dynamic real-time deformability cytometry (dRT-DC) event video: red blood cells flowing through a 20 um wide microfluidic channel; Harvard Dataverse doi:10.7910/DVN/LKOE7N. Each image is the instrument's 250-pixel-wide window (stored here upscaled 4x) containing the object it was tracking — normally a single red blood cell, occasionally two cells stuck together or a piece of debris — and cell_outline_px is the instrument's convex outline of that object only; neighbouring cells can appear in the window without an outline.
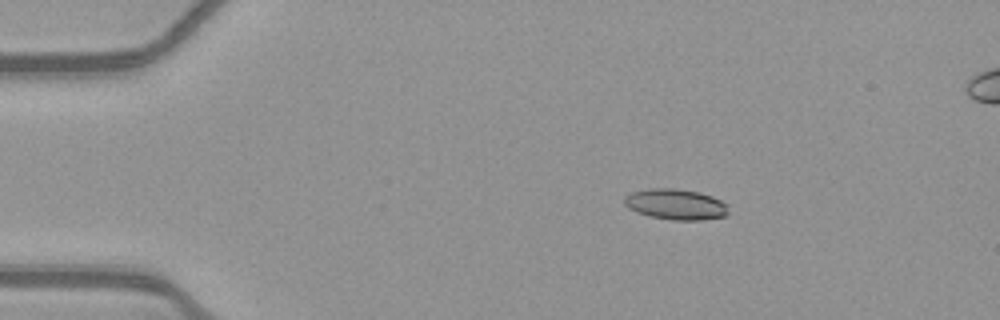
{"species": "common noctule bat (a hibernating species)", "species_latin": "Nyctalus noctula", "temperature_condition": "warm", "stored_images_in_passage": 46, "camera_frame_rate_fps": 3000, "um_per_image_px": 0.085, "animal": {"sex": "female", "body_mass_g": 21.9}, "frame": {"image": 1, "passage_image": 1, "time_ms": 0.0, "image_size_px": [1000, 320], "cell_outline_px": [[728, 216], [704, 220], [672, 220], [648, 216], [636, 212], [628, 208], [624, 204], [624, 196], [632, 192], [648, 188], [676, 188], [700, 192], [712, 196], [728, 204]], "centroid_in_image_um": [57.45, 17.37], "position_along_channel_um": 27.6, "area_um2": 19.02}}
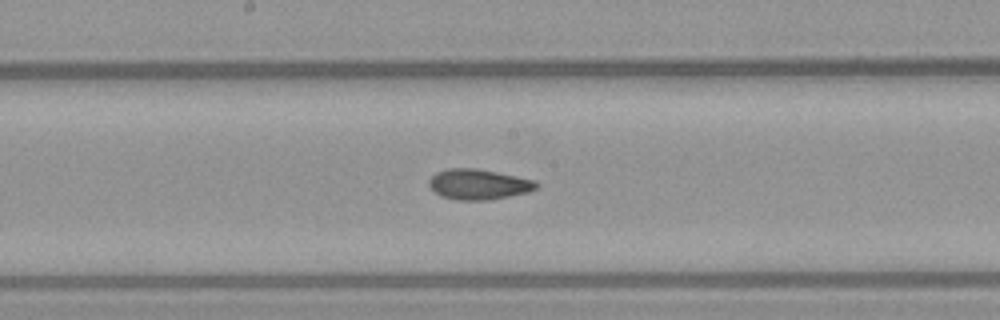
{"frame": {"image": 2, "passage_image": 20, "time_ms": 6.333, "image_size_px": [1000, 320], "cell_outline_px": [[540, 184], [536, 188], [528, 192], [508, 196], [484, 200], [460, 200], [440, 196], [428, 184], [428, 180], [436, 172], [448, 168], [476, 168], [536, 180]], "centroid_in_image_um": [40.67, 15.65], "position_along_channel_um": 207.5, "area_um2": 18.9}}
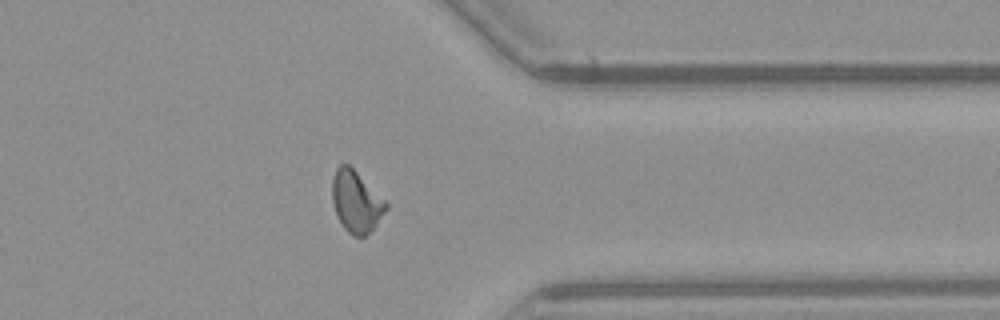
{"frame": {"image": 3, "passage_image": 34, "time_ms": 11.0, "image_size_px": [1000, 320], "cell_outline_px": [[388, 208], [376, 224], [364, 236], [352, 236], [344, 228], [336, 216], [332, 200], [332, 180], [336, 168], [340, 164], [348, 164], [388, 204]], "centroid_in_image_um": [30.24, 17.15], "position_along_channel_um": 381.2, "area_um2": 18.9}, "authors_computed_cell_mechanics": {"area_um2": 18.7561, "velocity_mm_per_s": 3.9036, "shape_relaxation_time_tau1_ms": 9.2545, "shape_relaxation_time_tau2_ms": 1.4804, "deformation_change_tau1": 0.24, "deformation_change_tau2": 0.0802}}